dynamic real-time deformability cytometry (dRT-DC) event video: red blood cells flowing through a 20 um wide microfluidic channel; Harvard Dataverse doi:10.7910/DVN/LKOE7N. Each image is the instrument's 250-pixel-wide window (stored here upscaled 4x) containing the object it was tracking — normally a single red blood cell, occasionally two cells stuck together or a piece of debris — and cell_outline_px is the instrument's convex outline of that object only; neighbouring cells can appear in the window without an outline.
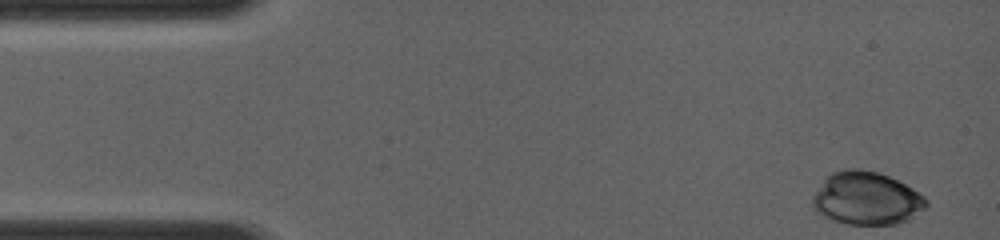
{"species": "common noctule bat (a hibernating species)", "species_latin": "Nyctalus noctula", "temperature_condition": "room temperature", "stored_images_in_passage": 18, "camera_frame_rate_fps": 4000, "um_per_image_px": 0.085, "animal": {"sex": "female", "body_mass_g": 19.0, "forearm_length_mm": 56.7}, "frame": {"image": 1, "passage_image": 1, "time_ms": 0.0, "image_size_px": [1000, 240], "cell_outline_px": [[928, 204], [924, 208], [904, 220], [892, 224], [848, 224], [836, 220], [820, 212], [816, 208], [816, 192], [824, 180], [832, 172], [848, 168], [860, 168], [880, 172], [912, 188], [924, 196], [928, 200]], "centroid_in_image_um": [73.71, 16.82], "position_along_channel_um": 11.3, "area_um2": 33.93}}
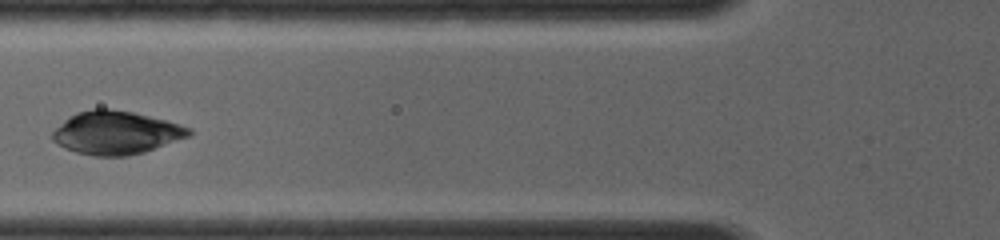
{"frame": {"image": 2, "passage_image": 16, "time_ms": 4.75, "image_size_px": [1000, 240], "cell_outline_px": [[192, 132], [188, 136], [144, 152], [128, 156], [96, 156], [80, 152], [68, 148], [52, 140], [52, 132], [64, 120], [76, 112], [96, 108], [112, 108], [132, 112], [164, 120], [188, 128]], "centroid_in_image_um": [9.83, 11.27], "position_along_channel_um": 116.0, "area_um2": 33.64}}
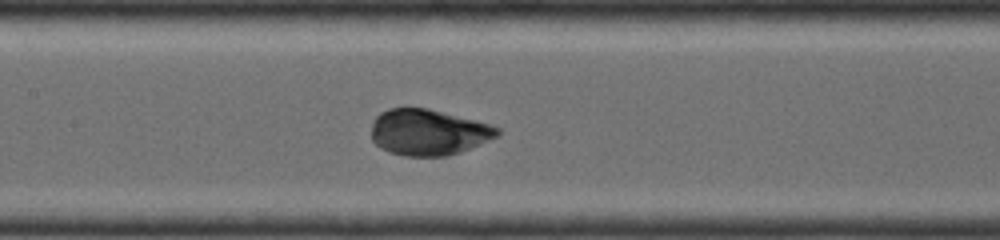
{"frame": {"image": 3, "passage_image": 18, "time_ms": 6.0, "image_size_px": [1000, 240], "cell_outline_px": [[500, 132], [496, 136], [468, 148], [448, 156], [404, 156], [392, 152], [376, 144], [372, 140], [372, 120], [380, 112], [388, 108], [428, 108], [488, 124], [496, 128]], "centroid_in_image_um": [36.33, 11.23], "position_along_channel_um": 171.1, "area_um2": 33.12}}